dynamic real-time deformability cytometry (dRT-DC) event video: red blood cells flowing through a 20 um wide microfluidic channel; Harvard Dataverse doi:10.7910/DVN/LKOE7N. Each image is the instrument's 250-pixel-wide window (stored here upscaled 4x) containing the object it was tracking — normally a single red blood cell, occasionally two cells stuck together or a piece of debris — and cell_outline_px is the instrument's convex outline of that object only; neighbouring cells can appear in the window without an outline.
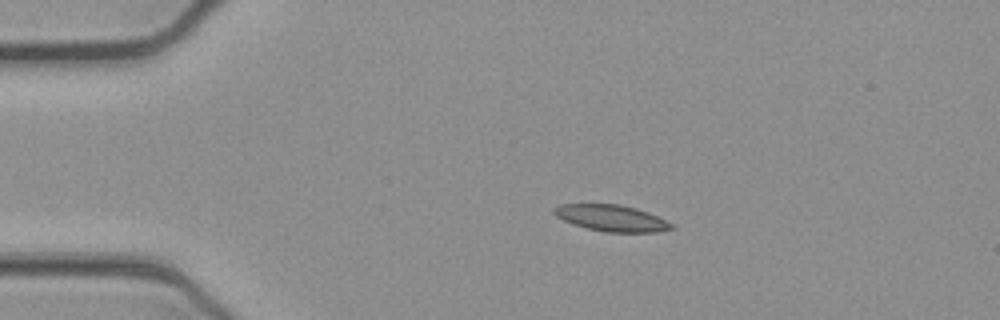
{"species": "common noctule bat (a hibernating species)", "species_latin": "Nyctalus noctula", "temperature_condition": "cold", "stored_images_in_passage": 52, "camera_frame_rate_fps": 3000, "um_per_image_px": 0.085, "animal": {"sex": "female", "body_mass_g": 21.9}, "frame": {"image": 1, "passage_image": 10, "time_ms": 3.0, "image_size_px": [1000, 320], "cell_outline_px": [[676, 228], [656, 232], [604, 232], [588, 228], [564, 220], [556, 216], [552, 212], [552, 208], [560, 204], [620, 204], [636, 208], [648, 212], [672, 224]], "centroid_in_image_um": [51.97, 18.53], "position_along_channel_um": 33.0, "area_um2": 17.92}}
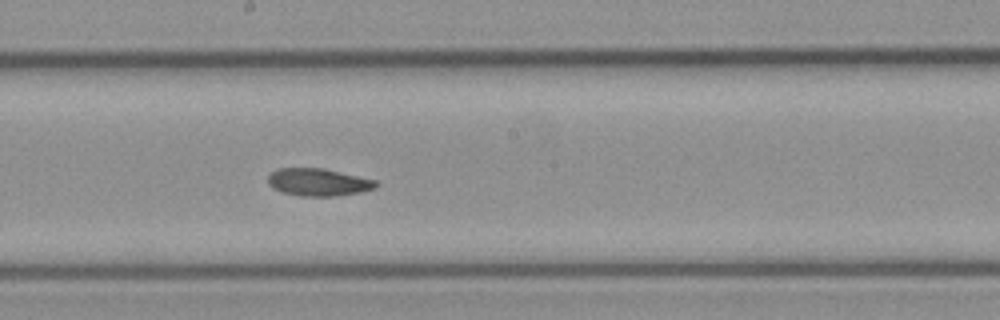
{"frame": {"image": 2, "passage_image": 28, "time_ms": 9.0, "image_size_px": [1000, 320], "cell_outline_px": [[380, 184], [376, 188], [360, 192], [336, 196], [300, 196], [280, 192], [272, 188], [268, 184], [268, 176], [276, 168], [324, 168], [376, 180]], "centroid_in_image_um": [27.05, 15.49], "position_along_channel_um": 221.1, "area_um2": 17.51}}
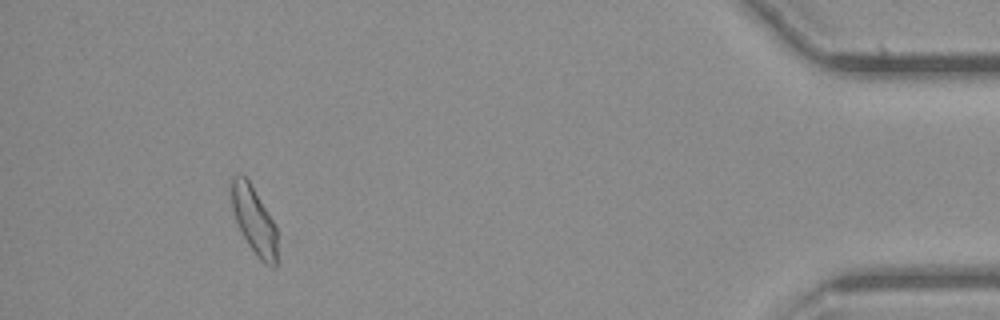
{"frame": {"image": 3, "passage_image": 48, "time_ms": 15.667, "image_size_px": [1000, 320], "cell_outline_px": [[276, 268], [272, 268], [264, 264], [256, 256], [248, 244], [232, 212], [232, 176], [240, 172], [248, 180], [276, 224]], "centroid_in_image_um": [21.61, 18.75], "position_along_channel_um": 413.6, "area_um2": 17.86}, "authors_computed_cell_mechanics": {"area_um2": 17.9469, "velocity_mm_per_s": 3.8919, "shape_relaxation_time_tau1_ms": null, "shape_relaxation_time_tau2_ms": 5.5637, "deformation_change_tau1": null, "deformation_change_tau2": 0.1166}}